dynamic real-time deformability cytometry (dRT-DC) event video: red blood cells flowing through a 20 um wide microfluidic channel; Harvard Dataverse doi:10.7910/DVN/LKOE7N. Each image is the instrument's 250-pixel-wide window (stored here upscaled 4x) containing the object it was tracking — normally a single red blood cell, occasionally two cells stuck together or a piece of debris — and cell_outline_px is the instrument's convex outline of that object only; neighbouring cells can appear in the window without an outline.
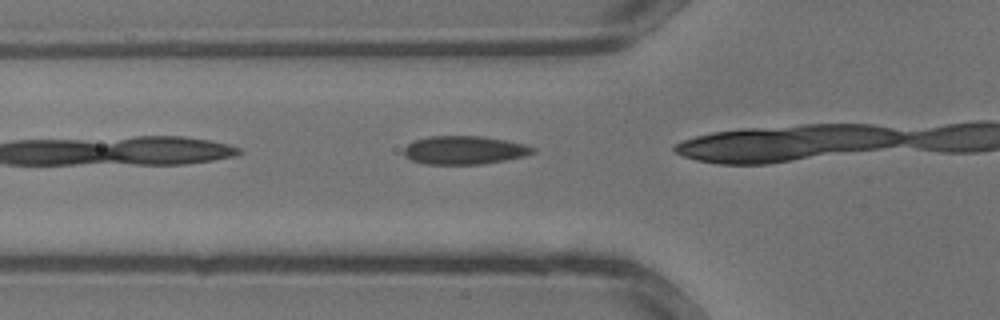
{"species": "common noctule bat (a hibernating species)", "species_latin": "Nyctalus noctula", "temperature_condition": "warm", "stored_images_in_passage": 5, "camera_frame_rate_fps": 3000, "um_per_image_px": 0.085, "animal": {"sex": "male", "body_mass_g": 13.3}, "frame": {"image": 1, "passage_image": 3, "time_ms": 0.667, "image_size_px": [1000, 320], "cell_outline_px": [[536, 152], [524, 156], [504, 160], [480, 164], [424, 164], [412, 160], [404, 156], [404, 148], [408, 144], [416, 140], [428, 136], [480, 136], [504, 140], [524, 144], [536, 148]], "centroid_in_image_um": [39.46, 12.76], "position_along_channel_um": 86.3, "area_um2": 21.21}}